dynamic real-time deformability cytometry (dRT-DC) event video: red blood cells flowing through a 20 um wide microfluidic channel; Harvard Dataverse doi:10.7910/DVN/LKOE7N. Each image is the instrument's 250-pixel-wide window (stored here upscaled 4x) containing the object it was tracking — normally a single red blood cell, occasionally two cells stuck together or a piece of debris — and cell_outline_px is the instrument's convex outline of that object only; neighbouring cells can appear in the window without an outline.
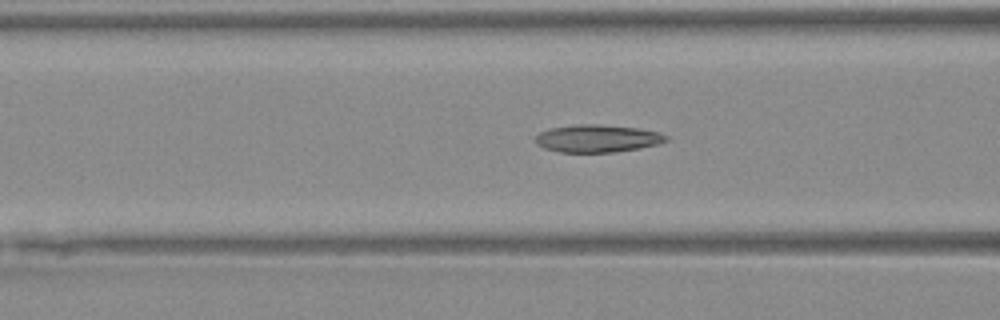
{"species": "Egyptian fruit bat (a non-hibernating species)", "species_latin": "Rousettus aegyptiacus", "temperature_condition": "warm", "stored_images_in_passage": 32, "camera_frame_rate_fps": 3000, "um_per_image_px": 0.085, "animal": {"sex": "female"}, "frame": {"image": 1, "passage_image": 12, "time_ms": 3.667, "image_size_px": [1000, 320], "cell_outline_px": [[668, 140], [656, 144], [640, 148], [616, 152], [560, 152], [544, 148], [536, 144], [536, 136], [540, 132], [548, 128], [576, 124], [600, 124], [636, 128], [660, 132], [668, 136]], "centroid_in_image_um": [50.76, 11.76], "position_along_channel_um": 115.8, "area_um2": 21.04}}
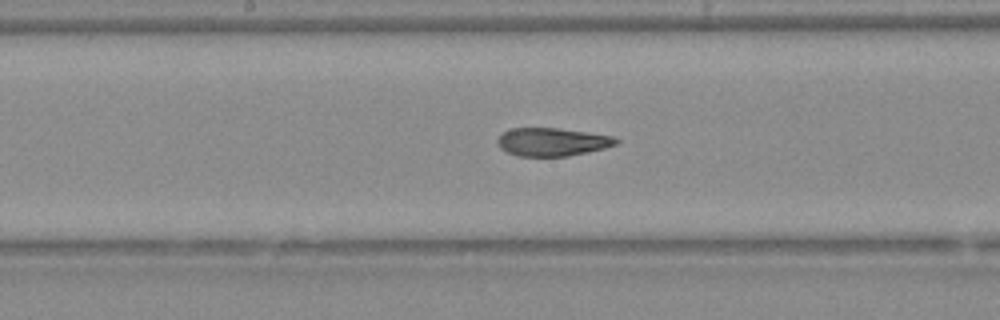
{"frame": {"image": 2, "passage_image": 18, "time_ms": 5.667, "image_size_px": [1000, 320], "cell_outline_px": [[620, 140], [616, 144], [604, 148], [568, 156], [516, 156], [500, 148], [496, 140], [504, 132], [512, 128], [556, 128], [612, 136]], "centroid_in_image_um": [46.91, 12.07], "position_along_channel_um": 201.3, "area_um2": 19.19}}
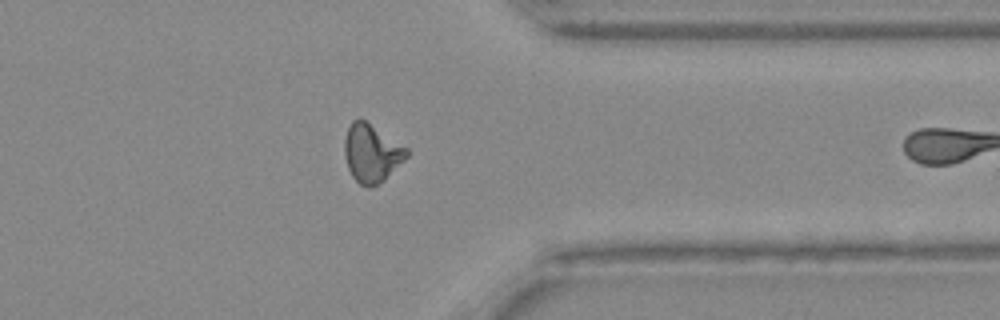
{"frame": {"image": 3, "passage_image": 31, "time_ms": 10.0, "image_size_px": [1000, 320], "cell_outline_px": [[408, 156], [384, 180], [368, 188], [360, 184], [352, 176], [348, 168], [344, 156], [344, 140], [348, 128], [352, 120], [360, 116], [408, 148]], "centroid_in_image_um": [31.57, 12.98], "position_along_channel_um": 379.8, "area_um2": 21.15}}